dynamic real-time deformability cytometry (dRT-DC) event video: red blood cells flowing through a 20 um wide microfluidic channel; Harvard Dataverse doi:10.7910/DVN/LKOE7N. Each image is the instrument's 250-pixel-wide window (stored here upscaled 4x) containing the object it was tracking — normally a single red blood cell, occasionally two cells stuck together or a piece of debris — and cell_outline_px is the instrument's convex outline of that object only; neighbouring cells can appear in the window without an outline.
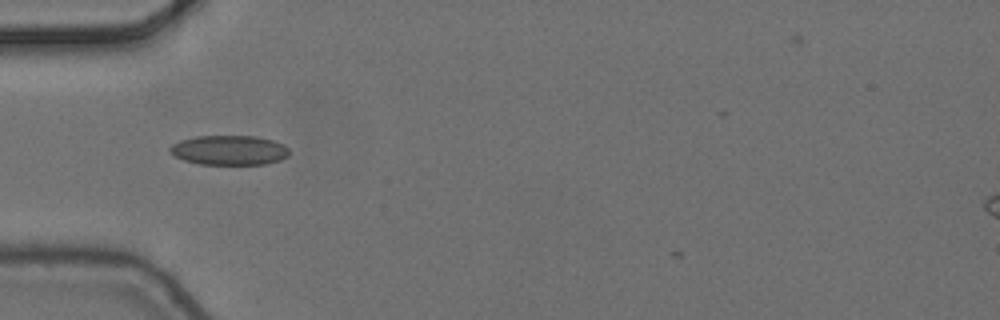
{"species": "common noctule bat (a hibernating species)", "species_latin": "Nyctalus noctula", "temperature_condition": "cold", "stored_images_in_passage": 2, "camera_frame_rate_fps": 3000, "um_per_image_px": 0.085, "animal": {"sex": "female", "body_mass_g": 24.6, "forearm_length_mm": 56.2}, "frame": {"image": 1, "passage_image": 1, "time_ms": 0.0, "image_size_px": [1000, 320], "cell_outline_px": [[288, 156], [280, 160], [264, 164], [200, 164], [184, 160], [176, 156], [168, 148], [172, 144], [180, 140], [196, 136], [256, 136], [272, 140], [284, 144], [288, 148]], "centroid_in_image_um": [19.49, 12.76], "position_along_channel_um": 65.5, "area_um2": 20.52}}
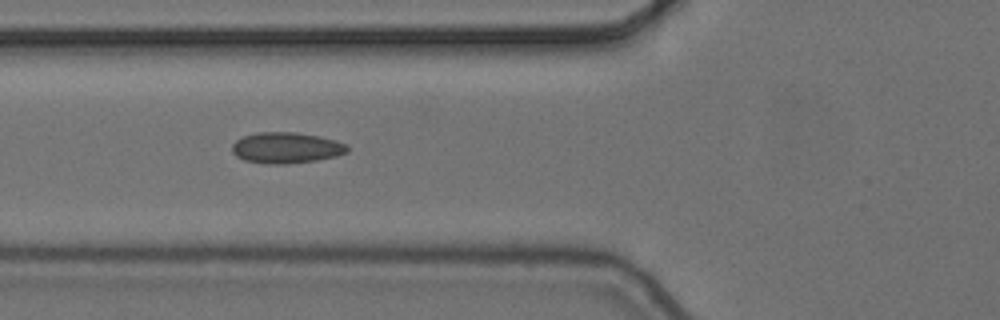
{"frame": {"image": 2, "passage_image": 2, "time_ms": 0.333, "image_size_px": [1000, 320], "cell_outline_px": [[348, 152], [336, 156], [316, 160], [288, 164], [264, 164], [244, 160], [236, 156], [232, 152], [232, 144], [236, 140], [244, 136], [256, 132], [296, 132], [320, 136], [336, 140], [348, 144]], "centroid_in_image_um": [24.33, 12.56], "position_along_channel_um": 101.5, "area_um2": 21.04}}